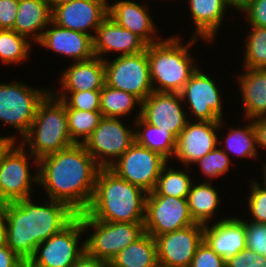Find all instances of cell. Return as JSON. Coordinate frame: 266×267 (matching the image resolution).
Returning a JSON list of instances; mask_svg holds the SVG:
<instances>
[{"mask_svg":"<svg viewBox=\"0 0 266 267\" xmlns=\"http://www.w3.org/2000/svg\"><path fill=\"white\" fill-rule=\"evenodd\" d=\"M38 184L51 200L84 212L93 197L100 167L82 143L73 144L38 160Z\"/></svg>","mask_w":266,"mask_h":267,"instance_id":"cell-1","label":"cell"},{"mask_svg":"<svg viewBox=\"0 0 266 267\" xmlns=\"http://www.w3.org/2000/svg\"><path fill=\"white\" fill-rule=\"evenodd\" d=\"M36 205L31 198L6 203V245L26 263L37 246L68 226L78 215L64 202Z\"/></svg>","mask_w":266,"mask_h":267,"instance_id":"cell-2","label":"cell"},{"mask_svg":"<svg viewBox=\"0 0 266 267\" xmlns=\"http://www.w3.org/2000/svg\"><path fill=\"white\" fill-rule=\"evenodd\" d=\"M147 193L118 177L109 168H100L88 208L90 218L104 222H144Z\"/></svg>","mask_w":266,"mask_h":267,"instance_id":"cell-3","label":"cell"},{"mask_svg":"<svg viewBox=\"0 0 266 267\" xmlns=\"http://www.w3.org/2000/svg\"><path fill=\"white\" fill-rule=\"evenodd\" d=\"M198 39L192 36L191 41L183 45L180 38L173 36L147 45L153 91L169 93L182 91L184 85L197 70L188 50L190 46L198 42Z\"/></svg>","mask_w":266,"mask_h":267,"instance_id":"cell-4","label":"cell"},{"mask_svg":"<svg viewBox=\"0 0 266 267\" xmlns=\"http://www.w3.org/2000/svg\"><path fill=\"white\" fill-rule=\"evenodd\" d=\"M22 138L36 166L42 157L75 144L70 137L65 103L50 91L39 103L30 129Z\"/></svg>","mask_w":266,"mask_h":267,"instance_id":"cell-5","label":"cell"},{"mask_svg":"<svg viewBox=\"0 0 266 267\" xmlns=\"http://www.w3.org/2000/svg\"><path fill=\"white\" fill-rule=\"evenodd\" d=\"M87 231L94 232L85 240L86 252L99 259L111 261L121 250L135 242L144 231V222H104L90 218L85 212L77 215Z\"/></svg>","mask_w":266,"mask_h":267,"instance_id":"cell-6","label":"cell"},{"mask_svg":"<svg viewBox=\"0 0 266 267\" xmlns=\"http://www.w3.org/2000/svg\"><path fill=\"white\" fill-rule=\"evenodd\" d=\"M50 89H34L20 82L0 84V120L25 136L35 118L39 103Z\"/></svg>","mask_w":266,"mask_h":267,"instance_id":"cell-7","label":"cell"},{"mask_svg":"<svg viewBox=\"0 0 266 267\" xmlns=\"http://www.w3.org/2000/svg\"><path fill=\"white\" fill-rule=\"evenodd\" d=\"M84 232L82 220L77 216L62 231L40 243L26 267H72L86 251L85 241L78 246Z\"/></svg>","mask_w":266,"mask_h":267,"instance_id":"cell-8","label":"cell"},{"mask_svg":"<svg viewBox=\"0 0 266 267\" xmlns=\"http://www.w3.org/2000/svg\"><path fill=\"white\" fill-rule=\"evenodd\" d=\"M104 66L108 86L133 94L141 102L153 92L147 48L133 55H118L110 62L105 59Z\"/></svg>","mask_w":266,"mask_h":267,"instance_id":"cell-9","label":"cell"},{"mask_svg":"<svg viewBox=\"0 0 266 267\" xmlns=\"http://www.w3.org/2000/svg\"><path fill=\"white\" fill-rule=\"evenodd\" d=\"M132 129L120 118L102 117L83 145L100 168H109L135 142V130Z\"/></svg>","mask_w":266,"mask_h":267,"instance_id":"cell-10","label":"cell"},{"mask_svg":"<svg viewBox=\"0 0 266 267\" xmlns=\"http://www.w3.org/2000/svg\"><path fill=\"white\" fill-rule=\"evenodd\" d=\"M166 164L168 160L162 155L135 141L109 169L118 177L150 193L155 189L158 177Z\"/></svg>","mask_w":266,"mask_h":267,"instance_id":"cell-11","label":"cell"},{"mask_svg":"<svg viewBox=\"0 0 266 267\" xmlns=\"http://www.w3.org/2000/svg\"><path fill=\"white\" fill-rule=\"evenodd\" d=\"M195 223L190 214L187 198L147 195L143 223L145 233L155 238Z\"/></svg>","mask_w":266,"mask_h":267,"instance_id":"cell-12","label":"cell"},{"mask_svg":"<svg viewBox=\"0 0 266 267\" xmlns=\"http://www.w3.org/2000/svg\"><path fill=\"white\" fill-rule=\"evenodd\" d=\"M26 147L15 145L0 163V202L31 198L32 183L38 184V170L30 175Z\"/></svg>","mask_w":266,"mask_h":267,"instance_id":"cell-13","label":"cell"},{"mask_svg":"<svg viewBox=\"0 0 266 267\" xmlns=\"http://www.w3.org/2000/svg\"><path fill=\"white\" fill-rule=\"evenodd\" d=\"M216 85L209 75L197 68L180 92L182 102L188 101L191 115L198 121H221L223 106Z\"/></svg>","mask_w":266,"mask_h":267,"instance_id":"cell-14","label":"cell"},{"mask_svg":"<svg viewBox=\"0 0 266 267\" xmlns=\"http://www.w3.org/2000/svg\"><path fill=\"white\" fill-rule=\"evenodd\" d=\"M181 101L180 93L153 91L141 102L140 117L150 125L169 131L178 138L189 121Z\"/></svg>","mask_w":266,"mask_h":267,"instance_id":"cell-15","label":"cell"},{"mask_svg":"<svg viewBox=\"0 0 266 267\" xmlns=\"http://www.w3.org/2000/svg\"><path fill=\"white\" fill-rule=\"evenodd\" d=\"M107 0H71L52 9L51 21L60 27L94 37V33L108 16Z\"/></svg>","mask_w":266,"mask_h":267,"instance_id":"cell-16","label":"cell"},{"mask_svg":"<svg viewBox=\"0 0 266 267\" xmlns=\"http://www.w3.org/2000/svg\"><path fill=\"white\" fill-rule=\"evenodd\" d=\"M203 240L204 225L200 223L155 237L158 263L189 267Z\"/></svg>","mask_w":266,"mask_h":267,"instance_id":"cell-17","label":"cell"},{"mask_svg":"<svg viewBox=\"0 0 266 267\" xmlns=\"http://www.w3.org/2000/svg\"><path fill=\"white\" fill-rule=\"evenodd\" d=\"M188 121L185 128L176 140V147L173 157H177L183 164L189 166L205 156L217 147V130H221V121ZM189 164V165H188Z\"/></svg>","mask_w":266,"mask_h":267,"instance_id":"cell-18","label":"cell"},{"mask_svg":"<svg viewBox=\"0 0 266 267\" xmlns=\"http://www.w3.org/2000/svg\"><path fill=\"white\" fill-rule=\"evenodd\" d=\"M93 37L95 56L101 57L108 52H118L119 56L133 55L146 50L147 44L136 34L119 26L109 15L96 29ZM121 52V53H120Z\"/></svg>","mask_w":266,"mask_h":267,"instance_id":"cell-19","label":"cell"},{"mask_svg":"<svg viewBox=\"0 0 266 267\" xmlns=\"http://www.w3.org/2000/svg\"><path fill=\"white\" fill-rule=\"evenodd\" d=\"M52 28L44 30L38 42L55 53L75 59L73 61H84L95 56L93 50V37L78 31L66 29L51 21Z\"/></svg>","mask_w":266,"mask_h":267,"instance_id":"cell-20","label":"cell"},{"mask_svg":"<svg viewBox=\"0 0 266 267\" xmlns=\"http://www.w3.org/2000/svg\"><path fill=\"white\" fill-rule=\"evenodd\" d=\"M204 241L225 260L246 248L243 219L230 217L204 225Z\"/></svg>","mask_w":266,"mask_h":267,"instance_id":"cell-21","label":"cell"},{"mask_svg":"<svg viewBox=\"0 0 266 267\" xmlns=\"http://www.w3.org/2000/svg\"><path fill=\"white\" fill-rule=\"evenodd\" d=\"M147 11L143 5L130 0H121L108 5V15L119 26L136 34L150 45L158 42L159 37L156 36V25Z\"/></svg>","mask_w":266,"mask_h":267,"instance_id":"cell-22","label":"cell"},{"mask_svg":"<svg viewBox=\"0 0 266 267\" xmlns=\"http://www.w3.org/2000/svg\"><path fill=\"white\" fill-rule=\"evenodd\" d=\"M59 79L62 85L60 92L101 90L105 85L104 60L94 56L74 62L63 71Z\"/></svg>","mask_w":266,"mask_h":267,"instance_id":"cell-23","label":"cell"},{"mask_svg":"<svg viewBox=\"0 0 266 267\" xmlns=\"http://www.w3.org/2000/svg\"><path fill=\"white\" fill-rule=\"evenodd\" d=\"M51 16L52 10L46 0H19L13 30L38 44L45 27H50Z\"/></svg>","mask_w":266,"mask_h":267,"instance_id":"cell-24","label":"cell"},{"mask_svg":"<svg viewBox=\"0 0 266 267\" xmlns=\"http://www.w3.org/2000/svg\"><path fill=\"white\" fill-rule=\"evenodd\" d=\"M239 75L245 119L266 116V68H245Z\"/></svg>","mask_w":266,"mask_h":267,"instance_id":"cell-25","label":"cell"},{"mask_svg":"<svg viewBox=\"0 0 266 267\" xmlns=\"http://www.w3.org/2000/svg\"><path fill=\"white\" fill-rule=\"evenodd\" d=\"M196 30L193 37L213 41L223 22L227 6L223 0H188Z\"/></svg>","mask_w":266,"mask_h":267,"instance_id":"cell-26","label":"cell"},{"mask_svg":"<svg viewBox=\"0 0 266 267\" xmlns=\"http://www.w3.org/2000/svg\"><path fill=\"white\" fill-rule=\"evenodd\" d=\"M157 265L156 241L148 233H144L110 261L111 267H157Z\"/></svg>","mask_w":266,"mask_h":267,"instance_id":"cell-27","label":"cell"},{"mask_svg":"<svg viewBox=\"0 0 266 267\" xmlns=\"http://www.w3.org/2000/svg\"><path fill=\"white\" fill-rule=\"evenodd\" d=\"M140 115L141 109H139L134 123L137 127L135 141L145 148L159 153L169 161V158L174 156L177 138L171 132L145 122ZM142 127L143 129H141Z\"/></svg>","mask_w":266,"mask_h":267,"instance_id":"cell-28","label":"cell"},{"mask_svg":"<svg viewBox=\"0 0 266 267\" xmlns=\"http://www.w3.org/2000/svg\"><path fill=\"white\" fill-rule=\"evenodd\" d=\"M221 199L218 192L210 182H202L199 185H192L187 196L188 207L192 219L196 223L209 224L210 218L218 208Z\"/></svg>","mask_w":266,"mask_h":267,"instance_id":"cell-29","label":"cell"},{"mask_svg":"<svg viewBox=\"0 0 266 267\" xmlns=\"http://www.w3.org/2000/svg\"><path fill=\"white\" fill-rule=\"evenodd\" d=\"M141 101L133 94L108 86L106 83L100 90V112L103 117H124Z\"/></svg>","mask_w":266,"mask_h":267,"instance_id":"cell-30","label":"cell"},{"mask_svg":"<svg viewBox=\"0 0 266 267\" xmlns=\"http://www.w3.org/2000/svg\"><path fill=\"white\" fill-rule=\"evenodd\" d=\"M166 164L158 177L155 189L147 195L173 196L187 198L192 186V180L187 171H177L174 168H167Z\"/></svg>","mask_w":266,"mask_h":267,"instance_id":"cell-31","label":"cell"},{"mask_svg":"<svg viewBox=\"0 0 266 267\" xmlns=\"http://www.w3.org/2000/svg\"><path fill=\"white\" fill-rule=\"evenodd\" d=\"M30 41L14 30L0 29V60L4 64L20 63L28 58Z\"/></svg>","mask_w":266,"mask_h":267,"instance_id":"cell-32","label":"cell"},{"mask_svg":"<svg viewBox=\"0 0 266 267\" xmlns=\"http://www.w3.org/2000/svg\"><path fill=\"white\" fill-rule=\"evenodd\" d=\"M70 137L75 144L82 143L91 136L103 117L100 111L66 109ZM83 138L80 141V138Z\"/></svg>","mask_w":266,"mask_h":267,"instance_id":"cell-33","label":"cell"},{"mask_svg":"<svg viewBox=\"0 0 266 267\" xmlns=\"http://www.w3.org/2000/svg\"><path fill=\"white\" fill-rule=\"evenodd\" d=\"M250 124L243 126V128H233L230 126V131L228 136L225 138V148L224 151L228 150L233 152L234 155H238L241 158L249 157L254 158L257 155L256 151V135L253 128V121L249 122ZM226 149V150H225Z\"/></svg>","mask_w":266,"mask_h":267,"instance_id":"cell-34","label":"cell"},{"mask_svg":"<svg viewBox=\"0 0 266 267\" xmlns=\"http://www.w3.org/2000/svg\"><path fill=\"white\" fill-rule=\"evenodd\" d=\"M244 52V68H266V27L251 26Z\"/></svg>","mask_w":266,"mask_h":267,"instance_id":"cell-35","label":"cell"},{"mask_svg":"<svg viewBox=\"0 0 266 267\" xmlns=\"http://www.w3.org/2000/svg\"><path fill=\"white\" fill-rule=\"evenodd\" d=\"M51 92L58 99L62 100L65 103L66 109L100 111V90H88L80 92L57 91V93H54V91L51 90ZM68 93H70L71 96L68 97Z\"/></svg>","mask_w":266,"mask_h":267,"instance_id":"cell-36","label":"cell"},{"mask_svg":"<svg viewBox=\"0 0 266 267\" xmlns=\"http://www.w3.org/2000/svg\"><path fill=\"white\" fill-rule=\"evenodd\" d=\"M221 148L217 147L207 153L205 156L197 160V166L199 165L200 170L203 172V175L207 178H217L218 176H222L230 169L231 160L230 156H228L227 151H224Z\"/></svg>","mask_w":266,"mask_h":267,"instance_id":"cell-37","label":"cell"},{"mask_svg":"<svg viewBox=\"0 0 266 267\" xmlns=\"http://www.w3.org/2000/svg\"><path fill=\"white\" fill-rule=\"evenodd\" d=\"M245 223L246 248L264 256L266 253V224L257 222Z\"/></svg>","mask_w":266,"mask_h":267,"instance_id":"cell-38","label":"cell"},{"mask_svg":"<svg viewBox=\"0 0 266 267\" xmlns=\"http://www.w3.org/2000/svg\"><path fill=\"white\" fill-rule=\"evenodd\" d=\"M251 181L248 199L249 210L253 216V222L266 224V189L260 183Z\"/></svg>","mask_w":266,"mask_h":267,"instance_id":"cell-39","label":"cell"},{"mask_svg":"<svg viewBox=\"0 0 266 267\" xmlns=\"http://www.w3.org/2000/svg\"><path fill=\"white\" fill-rule=\"evenodd\" d=\"M189 267H226V260L203 240L198 246Z\"/></svg>","mask_w":266,"mask_h":267,"instance_id":"cell-40","label":"cell"},{"mask_svg":"<svg viewBox=\"0 0 266 267\" xmlns=\"http://www.w3.org/2000/svg\"><path fill=\"white\" fill-rule=\"evenodd\" d=\"M226 267H266V259L258 253L245 248L226 260Z\"/></svg>","mask_w":266,"mask_h":267,"instance_id":"cell-41","label":"cell"},{"mask_svg":"<svg viewBox=\"0 0 266 267\" xmlns=\"http://www.w3.org/2000/svg\"><path fill=\"white\" fill-rule=\"evenodd\" d=\"M245 12L250 26L266 27V0H250Z\"/></svg>","mask_w":266,"mask_h":267,"instance_id":"cell-42","label":"cell"},{"mask_svg":"<svg viewBox=\"0 0 266 267\" xmlns=\"http://www.w3.org/2000/svg\"><path fill=\"white\" fill-rule=\"evenodd\" d=\"M19 0H0V29L13 30Z\"/></svg>","mask_w":266,"mask_h":267,"instance_id":"cell-43","label":"cell"},{"mask_svg":"<svg viewBox=\"0 0 266 267\" xmlns=\"http://www.w3.org/2000/svg\"><path fill=\"white\" fill-rule=\"evenodd\" d=\"M0 267H26V262L5 244L0 245Z\"/></svg>","mask_w":266,"mask_h":267,"instance_id":"cell-44","label":"cell"},{"mask_svg":"<svg viewBox=\"0 0 266 267\" xmlns=\"http://www.w3.org/2000/svg\"><path fill=\"white\" fill-rule=\"evenodd\" d=\"M72 267H111L107 260L89 255L86 251Z\"/></svg>","mask_w":266,"mask_h":267,"instance_id":"cell-45","label":"cell"},{"mask_svg":"<svg viewBox=\"0 0 266 267\" xmlns=\"http://www.w3.org/2000/svg\"><path fill=\"white\" fill-rule=\"evenodd\" d=\"M256 135V145L266 149V116L252 119Z\"/></svg>","mask_w":266,"mask_h":267,"instance_id":"cell-46","label":"cell"},{"mask_svg":"<svg viewBox=\"0 0 266 267\" xmlns=\"http://www.w3.org/2000/svg\"><path fill=\"white\" fill-rule=\"evenodd\" d=\"M17 140L14 136L3 137L0 136V163L4 160L5 156L12 150V148L16 145L15 141Z\"/></svg>","mask_w":266,"mask_h":267,"instance_id":"cell-47","label":"cell"},{"mask_svg":"<svg viewBox=\"0 0 266 267\" xmlns=\"http://www.w3.org/2000/svg\"><path fill=\"white\" fill-rule=\"evenodd\" d=\"M6 203L0 202V245L6 244Z\"/></svg>","mask_w":266,"mask_h":267,"instance_id":"cell-48","label":"cell"},{"mask_svg":"<svg viewBox=\"0 0 266 267\" xmlns=\"http://www.w3.org/2000/svg\"><path fill=\"white\" fill-rule=\"evenodd\" d=\"M227 7H232L234 10H240L241 12L247 7L250 0H223Z\"/></svg>","mask_w":266,"mask_h":267,"instance_id":"cell-49","label":"cell"},{"mask_svg":"<svg viewBox=\"0 0 266 267\" xmlns=\"http://www.w3.org/2000/svg\"><path fill=\"white\" fill-rule=\"evenodd\" d=\"M49 3L51 10L61 4L68 3L71 0H46Z\"/></svg>","mask_w":266,"mask_h":267,"instance_id":"cell-50","label":"cell"},{"mask_svg":"<svg viewBox=\"0 0 266 267\" xmlns=\"http://www.w3.org/2000/svg\"><path fill=\"white\" fill-rule=\"evenodd\" d=\"M263 167H264L263 168V170H264L263 172L264 173H262V174H264V180H263L264 183H262L263 185L260 184V186L263 187L264 189H266V164H263Z\"/></svg>","mask_w":266,"mask_h":267,"instance_id":"cell-51","label":"cell"},{"mask_svg":"<svg viewBox=\"0 0 266 267\" xmlns=\"http://www.w3.org/2000/svg\"><path fill=\"white\" fill-rule=\"evenodd\" d=\"M157 267H184V266L168 265V264L158 263Z\"/></svg>","mask_w":266,"mask_h":267,"instance_id":"cell-52","label":"cell"}]
</instances>
